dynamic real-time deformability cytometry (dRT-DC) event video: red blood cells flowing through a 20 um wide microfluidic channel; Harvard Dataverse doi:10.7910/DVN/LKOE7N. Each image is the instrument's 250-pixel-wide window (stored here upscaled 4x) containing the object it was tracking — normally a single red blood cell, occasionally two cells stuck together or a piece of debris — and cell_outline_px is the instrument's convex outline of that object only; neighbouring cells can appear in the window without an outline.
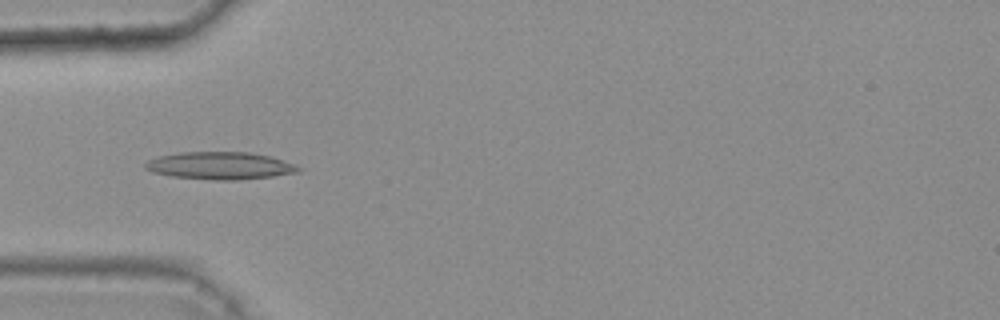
{"species": "common noctule bat (a hibernating species)", "species_latin": "Nyctalus noctula", "temperature_condition": "warm", "stored_images_in_passage": 47, "camera_frame_rate_fps": 3000, "um_per_image_px": 0.085, "animal": {"sex": "female", "body_mass_g": 25.1}, "frame": {"image": 1, "passage_image": 17, "time_ms": 5.333, "image_size_px": [1000, 320], "cell_outline_px": [[300, 172], [272, 176], [240, 180], [212, 180], [172, 176], [152, 172], [144, 168], [144, 164], [148, 160], [160, 156], [180, 152], [248, 152], [268, 156], [296, 164], [300, 168]], "centroid_in_image_um": [18.7, 14.09], "position_along_channel_um": 66.3, "area_um2": 24.45}}
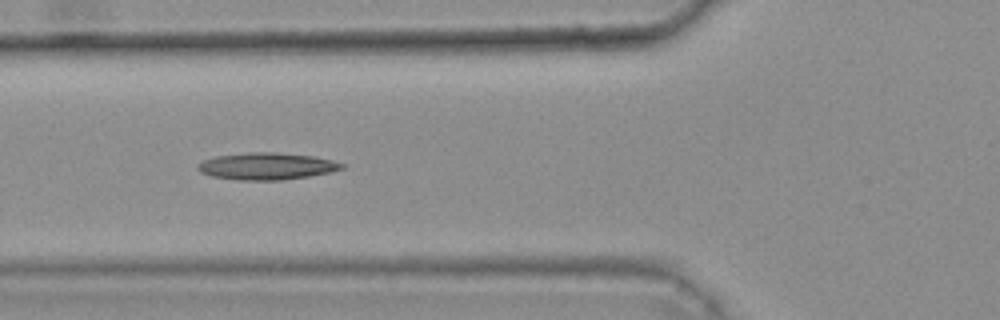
{"frame": {"image": 2, "passage_image": 20, "time_ms": 6.333, "image_size_px": [1000, 320], "cell_outline_px": [[344, 168], [328, 172], [308, 176], [280, 180], [236, 180], [212, 176], [200, 172], [196, 168], [196, 164], [204, 160], [216, 156], [248, 152], [272, 152], [312, 156], [332, 160], [344, 164]], "centroid_in_image_um": [22.61, 14.12], "position_along_channel_um": 103.2, "area_um2": 22.48}}
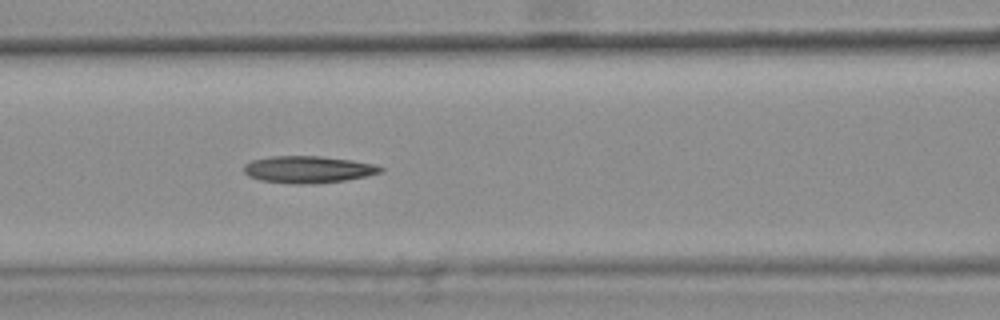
{"frame": {"image": 3, "passage_image": 23, "time_ms": 7.333, "image_size_px": [1000, 320], "cell_outline_px": [[384, 172], [344, 180], [308, 184], [292, 184], [260, 180], [248, 176], [244, 172], [244, 164], [252, 160], [272, 156], [320, 156], [352, 160], [372, 164], [384, 168]], "centroid_in_image_um": [26.16, 14.4], "position_along_channel_um": 140.4, "area_um2": 21.39}, "authors_computed_cell_mechanics": {"area_um2": 21.2126, "velocity_mm_per_s": 3.7116, "shape_relaxation_time_tau1_ms": null, "shape_relaxation_time_tau2_ms": 10.093, "deformation_change_tau1": null, "deformation_change_tau2": 0.226}}